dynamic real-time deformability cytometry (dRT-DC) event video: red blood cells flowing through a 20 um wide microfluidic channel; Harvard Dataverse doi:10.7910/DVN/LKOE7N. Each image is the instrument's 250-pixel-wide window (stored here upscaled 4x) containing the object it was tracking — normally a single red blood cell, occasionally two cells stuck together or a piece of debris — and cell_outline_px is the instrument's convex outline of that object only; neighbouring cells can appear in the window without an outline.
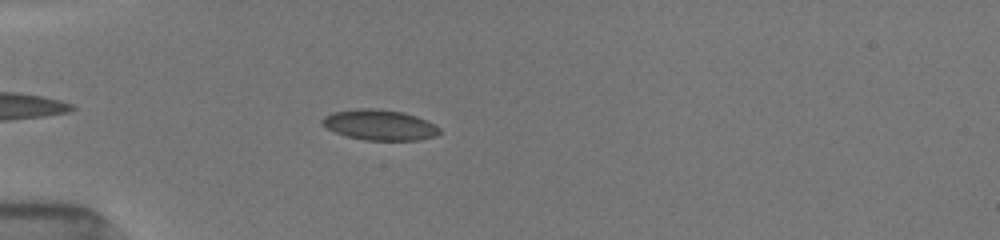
{"species": "common noctule bat (a hibernating species)", "species_latin": "Nyctalus noctula", "temperature_condition": "room temperature", "stored_images_in_passage": 14, "camera_frame_rate_fps": 3000, "um_per_image_px": 0.085, "animal": {"sex": "female", "body_mass_g": 19.5, "forearm_length_mm": 54.1}, "frame": {"image": 1, "passage_image": 5, "time_ms": 1.667, "image_size_px": [1000, 240], "cell_outline_px": [[440, 132], [436, 136], [420, 140], [364, 140], [348, 136], [336, 132], [320, 124], [320, 120], [324, 116], [332, 112], [360, 108], [376, 108], [404, 112], [416, 116], [440, 128]], "centroid_in_image_um": [32.24, 10.61], "position_along_channel_um": 52.8, "area_um2": 20.81}}
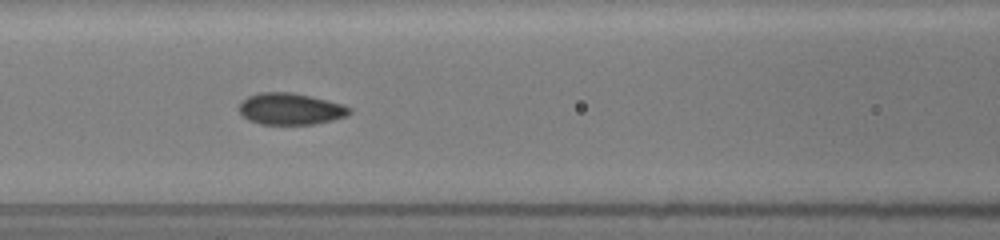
{"frame": {"image": 2, "passage_image": 11, "time_ms": 4.333, "image_size_px": [1000, 240], "cell_outline_px": [[352, 112], [348, 116], [316, 124], [260, 124], [248, 120], [240, 112], [240, 104], [248, 96], [260, 92], [292, 92], [340, 104], [352, 108]], "centroid_in_image_um": [24.7, 9.27], "position_along_channel_um": 141.9, "area_um2": 20.11}}
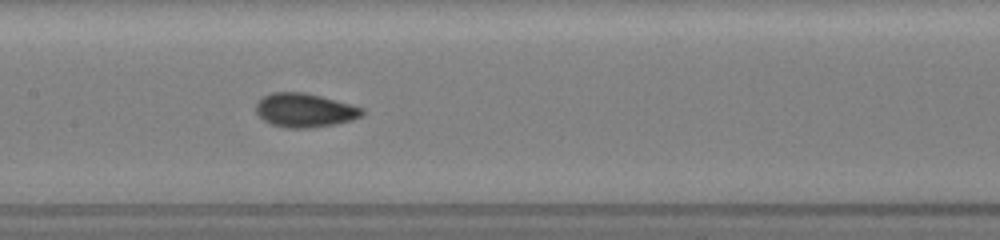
{"frame": {"image": 3, "passage_image": 14, "time_ms": 5.333, "image_size_px": [1000, 240], "cell_outline_px": [[364, 116], [352, 120], [336, 124], [312, 128], [284, 128], [272, 124], [264, 120], [256, 112], [256, 104], [264, 96], [272, 92], [304, 92], [320, 96], [364, 108]], "centroid_in_image_um": [25.92, 9.38], "position_along_channel_um": 181.5, "area_um2": 20.98}}